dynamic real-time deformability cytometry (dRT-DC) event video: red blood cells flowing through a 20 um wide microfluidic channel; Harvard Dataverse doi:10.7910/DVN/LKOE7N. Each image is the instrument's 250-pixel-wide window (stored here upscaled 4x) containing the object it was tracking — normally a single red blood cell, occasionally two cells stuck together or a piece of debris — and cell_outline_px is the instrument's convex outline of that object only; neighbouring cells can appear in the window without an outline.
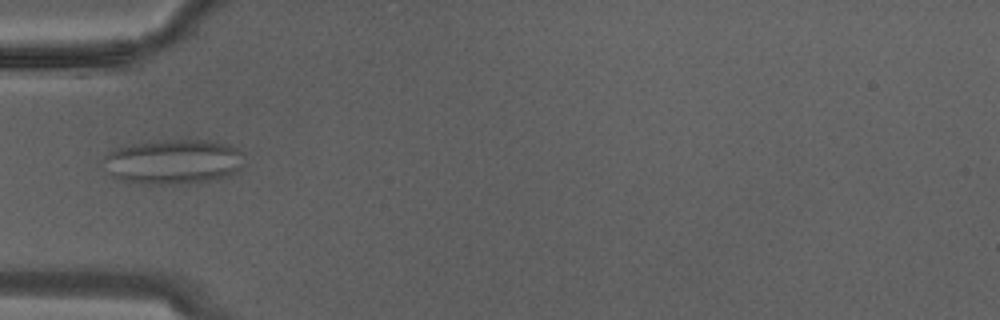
{"species": "Egyptian fruit bat (a non-hibernating species)", "species_latin": "Rousettus aegyptiacus", "temperature_condition": "warm", "stored_images_in_passage": 11, "camera_frame_rate_fps": 3000, "um_per_image_px": 0.085, "animal": {"sex": "male"}, "frame": {"image": 1, "passage_image": 8, "time_ms": 2.333, "image_size_px": [1000, 320], "cell_outline_px": [[244, 152], [240, 172], [228, 176], [208, 180], [160, 184], [152, 184], [124, 180], [112, 176], [100, 164], [104, 156], [108, 152], [116, 148], [132, 144], [160, 140], [216, 140], [232, 144]], "centroid_in_image_um": [14.76, 13.71], "position_along_channel_um": 70.2, "area_um2": 36.99}}
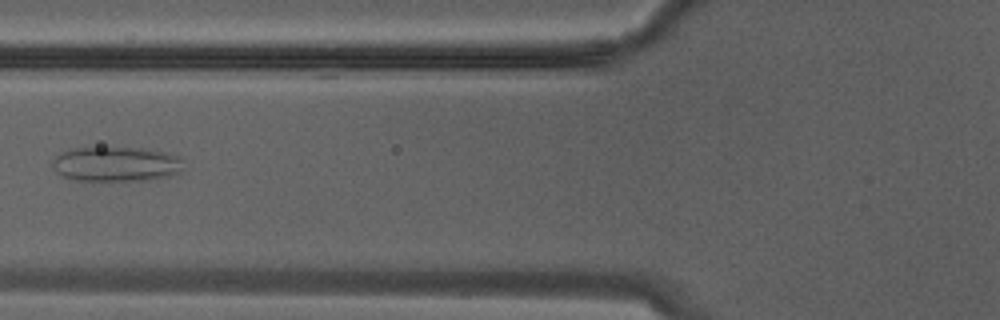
{"frame": {"image": 2, "passage_image": 10, "time_ms": 3.0, "image_size_px": [1000, 320], "cell_outline_px": [[184, 168], [180, 172], [168, 176], [152, 180], [76, 180], [60, 176], [52, 168], [52, 160], [60, 152], [72, 148], [144, 148], [164, 152], [180, 156]], "centroid_in_image_um": [9.86, 13.95], "position_along_channel_um": 115.9, "area_um2": 26.76}}